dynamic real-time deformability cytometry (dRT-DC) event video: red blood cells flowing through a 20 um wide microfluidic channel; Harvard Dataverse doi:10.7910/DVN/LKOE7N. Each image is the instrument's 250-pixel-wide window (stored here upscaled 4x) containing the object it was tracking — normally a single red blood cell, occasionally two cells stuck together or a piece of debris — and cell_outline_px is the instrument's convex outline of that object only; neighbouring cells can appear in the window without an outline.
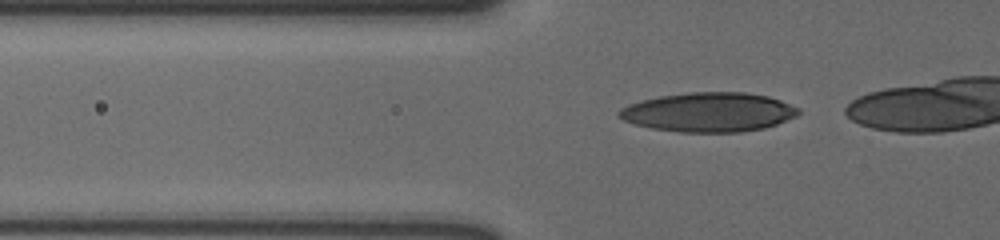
{"species": "human", "species_latin": "Homo sapiens", "temperature_condition": "cold", "stored_images_in_passage": 35, "camera_frame_rate_fps": 3000, "um_per_image_px": 0.085, "donor": {"sex": "male"}, "frame": {"image": 1, "passage_image": 17, "time_ms": 5.333, "image_size_px": [1000, 240], "cell_outline_px": [[800, 112], [796, 116], [776, 124], [764, 128], [740, 132], [680, 132], [652, 128], [636, 124], [624, 120], [616, 112], [620, 108], [628, 104], [660, 96], [688, 92], [744, 92], [768, 96], [780, 100], [800, 108]], "centroid_in_image_um": [60.26, 9.53], "position_along_channel_um": 65.5, "area_um2": 40.98}}
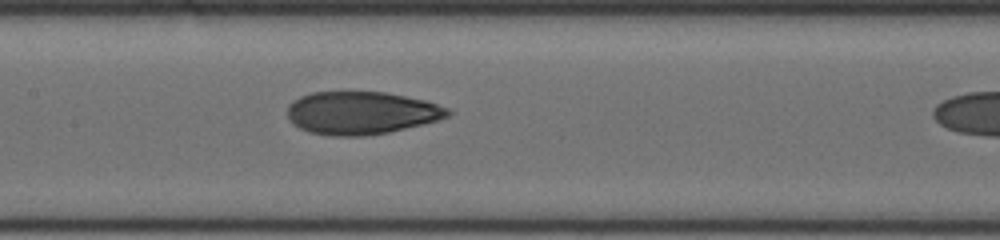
{"frame": {"image": 2, "passage_image": 27, "time_ms": 8.667, "image_size_px": [1000, 240], "cell_outline_px": [[452, 112], [448, 116], [436, 120], [388, 132], [364, 136], [332, 136], [308, 132], [292, 124], [288, 116], [288, 104], [292, 100], [300, 96], [312, 92], [388, 92], [424, 100], [448, 108]], "centroid_in_image_um": [30.66, 9.59], "position_along_channel_um": 176.7, "area_um2": 39.94}}
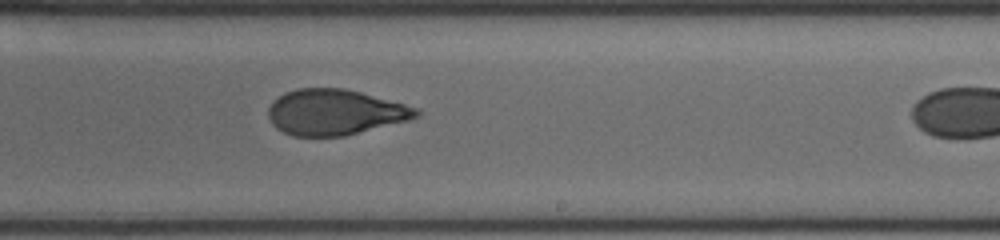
{"frame": {"image": 3, "passage_image": 34, "time_ms": 11.0, "image_size_px": [1000, 240], "cell_outline_px": [[420, 116], [408, 120], [344, 136], [292, 136], [276, 128], [272, 124], [268, 116], [268, 108], [284, 92], [296, 88], [344, 88], [360, 92], [404, 104], [416, 108], [420, 112]], "centroid_in_image_um": [28.45, 9.54], "position_along_channel_um": 260.6, "area_um2": 39.07}}